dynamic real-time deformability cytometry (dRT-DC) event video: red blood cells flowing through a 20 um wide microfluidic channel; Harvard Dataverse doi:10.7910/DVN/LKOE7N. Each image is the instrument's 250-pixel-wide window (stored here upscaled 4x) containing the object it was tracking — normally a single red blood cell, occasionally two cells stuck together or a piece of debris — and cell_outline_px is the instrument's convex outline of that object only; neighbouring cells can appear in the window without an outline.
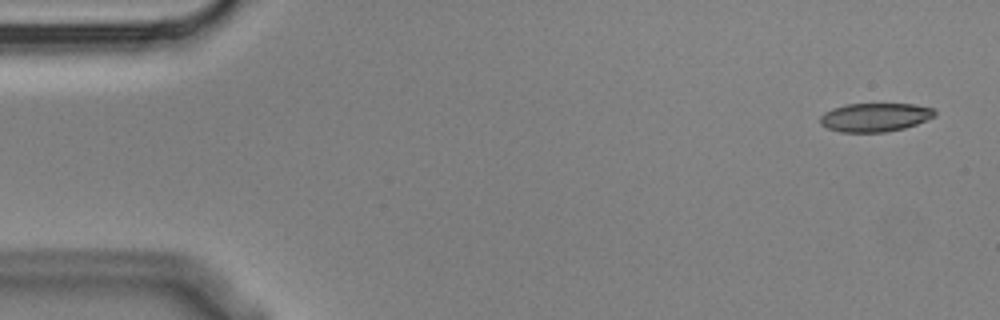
{"species": "Egyptian fruit bat (a non-hibernating species)", "species_latin": "Rousettus aegyptiacus", "temperature_condition": "cold", "stored_images_in_passage": 4, "camera_frame_rate_fps": 3000, "um_per_image_px": 0.085, "animal": {"sex": "male"}, "frame": {"image": 1, "passage_image": 1, "time_ms": 0.0, "image_size_px": [1000, 320], "cell_outline_px": [[936, 116], [916, 124], [904, 128], [884, 132], [840, 132], [828, 128], [820, 124], [820, 116], [824, 112], [832, 108], [848, 104], [916, 104], [932, 108], [936, 112]], "centroid_in_image_um": [74.37, 9.96], "position_along_channel_um": 10.6, "area_um2": 19.13}}
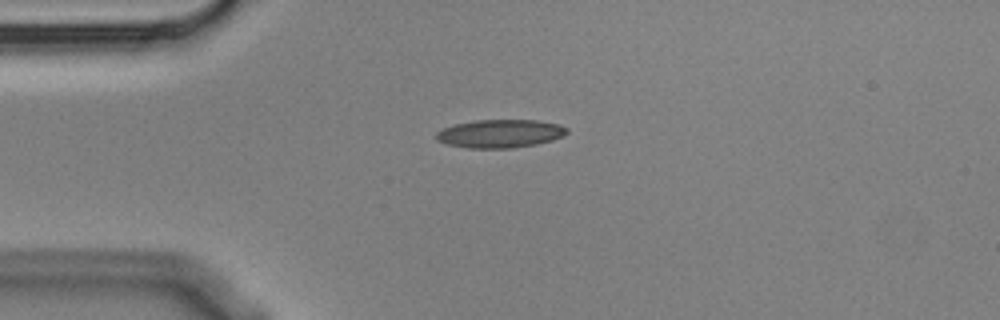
{"frame": {"image": 2, "passage_image": 4, "time_ms": 1.0, "image_size_px": [1000, 320], "cell_outline_px": [[568, 132], [564, 136], [552, 140], [536, 144], [512, 148], [468, 148], [448, 144], [436, 140], [436, 132], [444, 128], [456, 124], [476, 120], [536, 120], [560, 124], [568, 128]], "centroid_in_image_um": [42.54, 11.35], "position_along_channel_um": 42.5, "area_um2": 21.5}}